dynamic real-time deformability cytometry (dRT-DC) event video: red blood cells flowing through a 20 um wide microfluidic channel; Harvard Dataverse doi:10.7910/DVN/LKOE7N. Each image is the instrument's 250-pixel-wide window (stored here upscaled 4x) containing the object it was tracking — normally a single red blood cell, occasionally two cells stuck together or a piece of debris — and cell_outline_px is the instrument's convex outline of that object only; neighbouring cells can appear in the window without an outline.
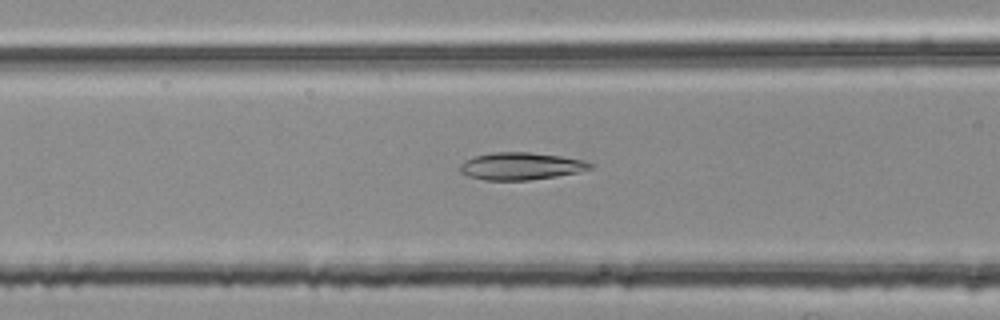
{"species": "common noctule bat (a hibernating species)", "species_latin": "Nyctalus noctula", "temperature_condition": "room temperature", "stored_images_in_passage": 30, "camera_frame_rate_fps": 3000, "um_per_image_px": 0.085, "animal": {"sex": "female", "body_mass_g": 25.1}, "frame": {"image": 1, "passage_image": 7, "time_ms": 2.0, "image_size_px": [1000, 320], "cell_outline_px": [[596, 164], [592, 168], [576, 172], [556, 176], [528, 180], [484, 180], [468, 176], [460, 172], [460, 164], [472, 156], [492, 152], [528, 152], [560, 156], [584, 160]], "centroid_in_image_um": [44.26, 14.11], "position_along_channel_um": 122.3, "area_um2": 20.75}}
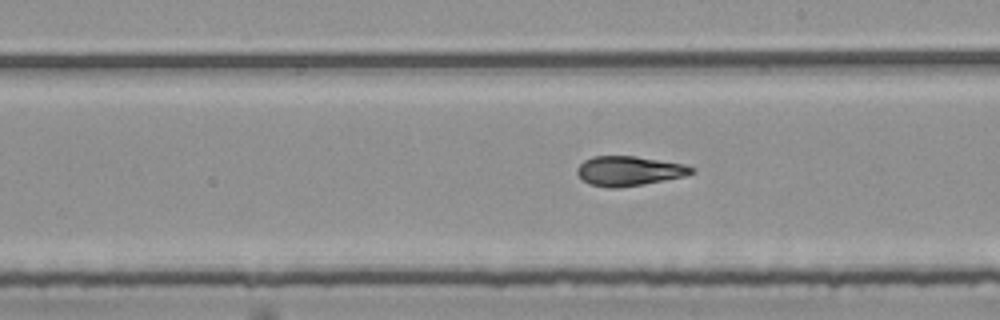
{"frame": {"image": 2, "passage_image": 16, "time_ms": 5.0, "image_size_px": [1000, 320], "cell_outline_px": [[696, 172], [684, 176], [664, 180], [616, 188], [608, 188], [588, 184], [576, 172], [576, 168], [584, 160], [592, 156], [636, 156], [684, 164], [696, 168]], "centroid_in_image_um": [53.46, 14.52], "position_along_channel_um": 235.5, "area_um2": 19.71}}
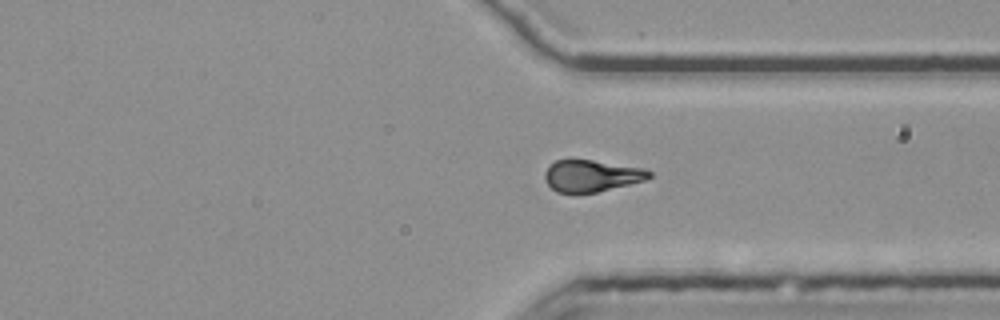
{"frame": {"image": 3, "passage_image": 26, "time_ms": 8.333, "image_size_px": [1000, 320], "cell_outline_px": [[652, 176], [648, 180], [596, 192], [556, 192], [548, 184], [544, 176], [544, 172], [556, 160], [592, 160], [640, 168], [652, 172]], "centroid_in_image_um": [50.3, 14.95], "position_along_channel_um": 361.1, "area_um2": 18.96}}